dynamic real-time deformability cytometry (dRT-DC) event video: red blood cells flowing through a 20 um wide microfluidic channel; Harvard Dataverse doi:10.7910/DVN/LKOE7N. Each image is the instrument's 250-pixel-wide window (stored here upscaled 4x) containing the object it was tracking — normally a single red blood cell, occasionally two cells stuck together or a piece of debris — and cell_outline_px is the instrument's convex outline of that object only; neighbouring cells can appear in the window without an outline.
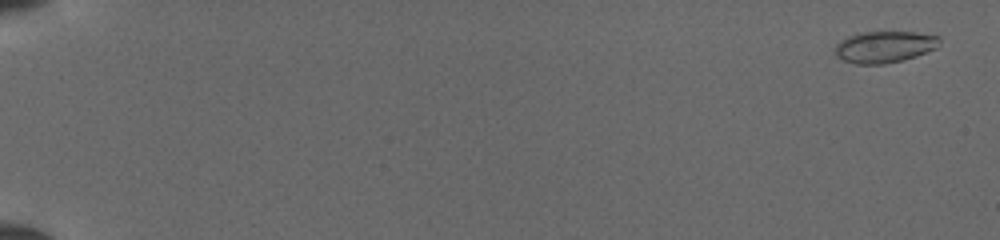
{"species": "common noctule bat (a hibernating species)", "species_latin": "Nyctalus noctula", "temperature_condition": "cold", "stored_images_in_passage": 12, "camera_frame_rate_fps": 3000, "um_per_image_px": 0.085, "animal": {"sex": "female", "body_mass_g": 19.5, "forearm_length_mm": 54.1}, "frame": {"image": 1, "passage_image": 3, "time_ms": 0.667, "image_size_px": [1000, 240], "cell_outline_px": [[940, 40], [936, 48], [916, 56], [884, 64], [856, 64], [844, 60], [836, 56], [832, 48], [840, 40], [856, 32], [916, 32], [940, 36]], "centroid_in_image_um": [75.13, 3.97], "position_along_channel_um": 9.9, "area_um2": 19.36}}